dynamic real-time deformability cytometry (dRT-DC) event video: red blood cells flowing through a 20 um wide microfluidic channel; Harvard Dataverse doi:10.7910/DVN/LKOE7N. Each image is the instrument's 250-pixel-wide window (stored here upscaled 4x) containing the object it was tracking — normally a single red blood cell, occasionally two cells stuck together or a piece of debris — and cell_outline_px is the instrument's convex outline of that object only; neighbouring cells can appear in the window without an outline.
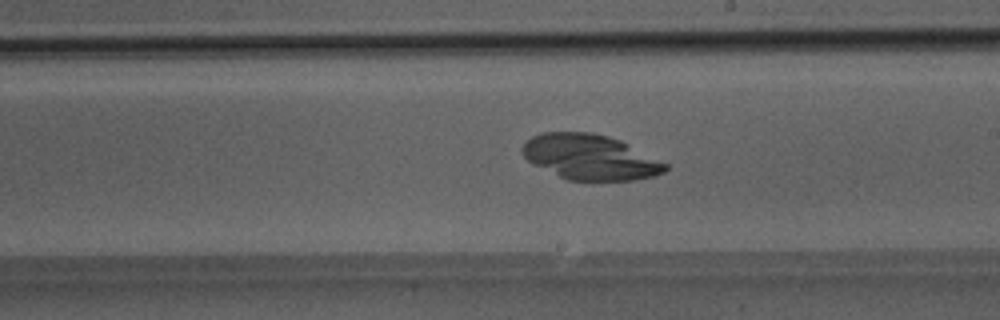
{"species": "Egyptian fruit bat (a non-hibernating species)", "species_latin": "Rousettus aegyptiacus", "temperature_condition": "room temperature", "stored_images_in_passage": 39, "camera_frame_rate_fps": 3000, "um_per_image_px": 0.085, "animal": {"sex": "male"}, "frame": {"image": 1, "passage_image": 27, "time_ms": 8.667, "image_size_px": [1000, 320], "cell_outline_px": [[668, 168], [664, 172], [652, 176], [636, 180], [568, 180], [532, 164], [520, 152], [520, 148], [524, 140], [540, 132], [592, 132], [608, 136], [620, 140], [668, 164]], "centroid_in_image_um": [50.11, 13.34], "position_along_channel_um": 238.9, "area_um2": 37.8}}